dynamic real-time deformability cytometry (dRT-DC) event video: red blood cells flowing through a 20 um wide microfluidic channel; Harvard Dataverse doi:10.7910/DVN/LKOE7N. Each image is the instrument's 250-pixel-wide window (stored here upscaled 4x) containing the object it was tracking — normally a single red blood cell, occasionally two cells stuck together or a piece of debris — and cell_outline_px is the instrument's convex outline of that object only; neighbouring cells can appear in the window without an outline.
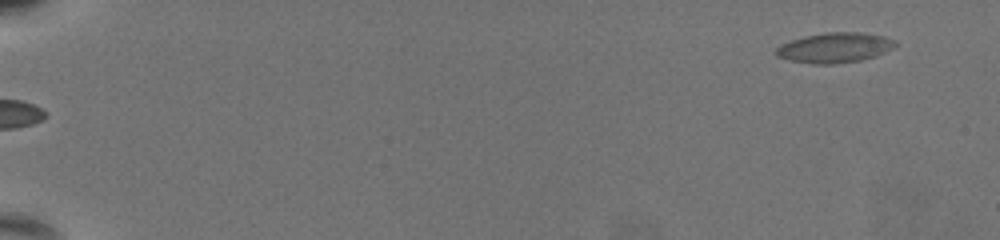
{"species": "common noctule bat (a hibernating species)", "species_latin": "Nyctalus noctula", "temperature_condition": "warm", "stored_images_in_passage": 21, "camera_frame_rate_fps": 3000, "um_per_image_px": 0.085, "animal": {"sex": "female", "body_mass_g": 19.5, "forearm_length_mm": 54.1}, "frame": {"image": 1, "passage_image": 1, "time_ms": 0.0, "image_size_px": [1000, 240], "cell_outline_px": [[896, 44], [892, 48], [876, 56], [860, 60], [832, 64], [816, 64], [792, 60], [776, 56], [776, 48], [780, 44], [804, 36], [828, 32], [860, 32], [884, 36], [896, 40]], "centroid_in_image_um": [70.96, 4.04], "position_along_channel_um": 14.0, "area_um2": 20.69}}
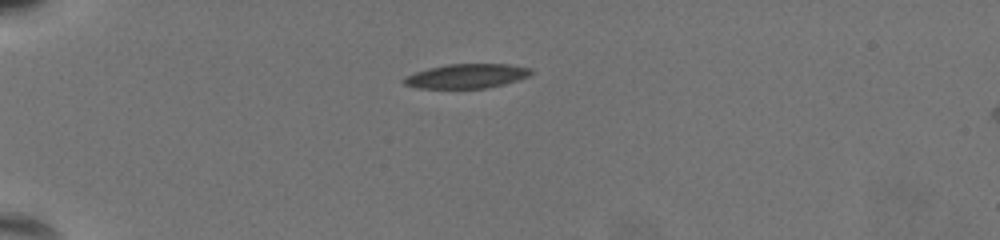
{"frame": {"image": 2, "passage_image": 15, "time_ms": 4.667, "image_size_px": [1000, 240], "cell_outline_px": [[532, 72], [528, 76], [504, 84], [484, 88], [416, 88], [404, 84], [400, 80], [404, 76], [428, 68], [448, 64], [508, 64], [532, 68]], "centroid_in_image_um": [39.62, 6.46], "position_along_channel_um": 45.4, "area_um2": 18.03}}